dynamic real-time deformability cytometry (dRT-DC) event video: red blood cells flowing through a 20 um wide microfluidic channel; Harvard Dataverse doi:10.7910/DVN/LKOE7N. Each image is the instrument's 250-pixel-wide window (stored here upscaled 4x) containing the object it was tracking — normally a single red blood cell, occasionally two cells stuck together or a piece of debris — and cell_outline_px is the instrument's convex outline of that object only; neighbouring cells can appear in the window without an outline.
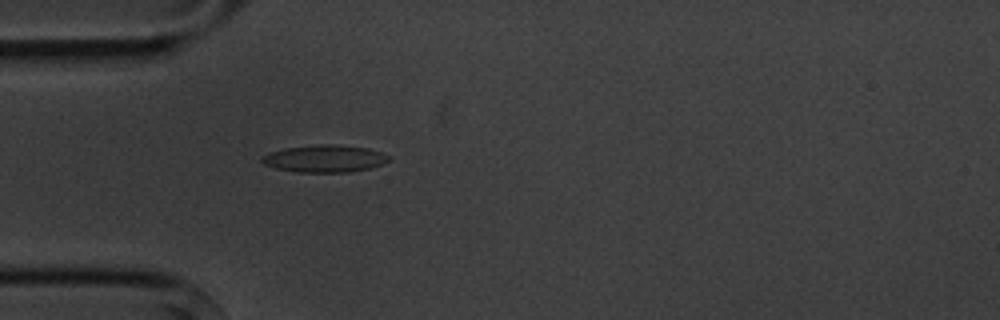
{"species": "common noctule bat (a hibernating species)", "species_latin": "Nyctalus noctula", "temperature_condition": "cold", "stored_images_in_passage": 2, "camera_frame_rate_fps": 3000, "um_per_image_px": 0.085, "animal": {"sex": "male", "body_mass_g": 20.1, "forearm_length_mm": 53.5}, "frame": {"image": 1, "passage_image": 2, "time_ms": 1.0, "image_size_px": [1000, 320], "cell_outline_px": [[388, 160], [380, 164], [368, 168], [348, 172], [300, 172], [276, 168], [264, 164], [260, 160], [260, 156], [268, 152], [284, 148], [320, 144], [336, 144], [368, 148], [380, 152], [388, 156]], "centroid_in_image_um": [27.52, 13.47], "position_along_channel_um": 57.5, "area_um2": 20.0}}